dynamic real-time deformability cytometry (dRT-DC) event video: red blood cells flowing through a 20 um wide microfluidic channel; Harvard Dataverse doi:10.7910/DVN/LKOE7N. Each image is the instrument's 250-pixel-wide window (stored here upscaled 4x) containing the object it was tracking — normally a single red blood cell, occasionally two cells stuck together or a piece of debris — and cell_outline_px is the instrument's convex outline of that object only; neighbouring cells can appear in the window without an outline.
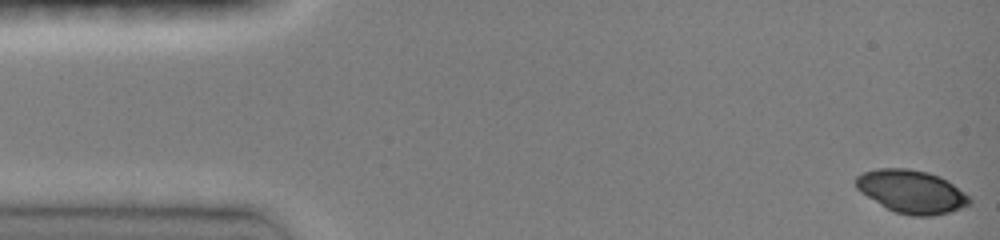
{"species": "common noctule bat (a hibernating species)", "species_latin": "Nyctalus noctula", "temperature_condition": "room temperature", "stored_images_in_passage": 45, "camera_frame_rate_fps": 3000, "um_per_image_px": 0.085, "animal": {"sex": "female", "body_mass_g": 19.0, "forearm_length_mm": 51.5}, "frame": {"image": 1, "passage_image": 1, "time_ms": 0.0, "image_size_px": [1000, 240], "cell_outline_px": [[972, 200], [968, 204], [960, 208], [948, 212], [932, 216], [912, 216], [896, 212], [880, 204], [860, 192], [856, 188], [856, 176], [864, 172], [876, 168], [908, 168], [928, 172], [940, 176], [948, 180], [964, 192]], "centroid_in_image_um": [77.47, 16.27], "position_along_channel_um": 7.5, "area_um2": 28.38}}
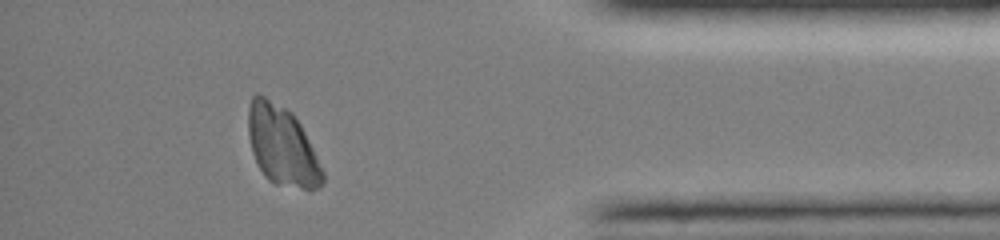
{"frame": {"image": 2, "passage_image": 41, "time_ms": 13.333, "image_size_px": [1000, 240], "cell_outline_px": [[324, 180], [320, 188], [304, 188], [276, 184], [268, 180], [264, 176], [252, 152], [248, 136], [248, 108], [252, 96], [256, 92], [264, 96], [292, 112], [296, 116], [324, 172]], "centroid_in_image_um": [23.95, 12.38], "position_along_channel_um": 411.2, "area_um2": 34.16}}